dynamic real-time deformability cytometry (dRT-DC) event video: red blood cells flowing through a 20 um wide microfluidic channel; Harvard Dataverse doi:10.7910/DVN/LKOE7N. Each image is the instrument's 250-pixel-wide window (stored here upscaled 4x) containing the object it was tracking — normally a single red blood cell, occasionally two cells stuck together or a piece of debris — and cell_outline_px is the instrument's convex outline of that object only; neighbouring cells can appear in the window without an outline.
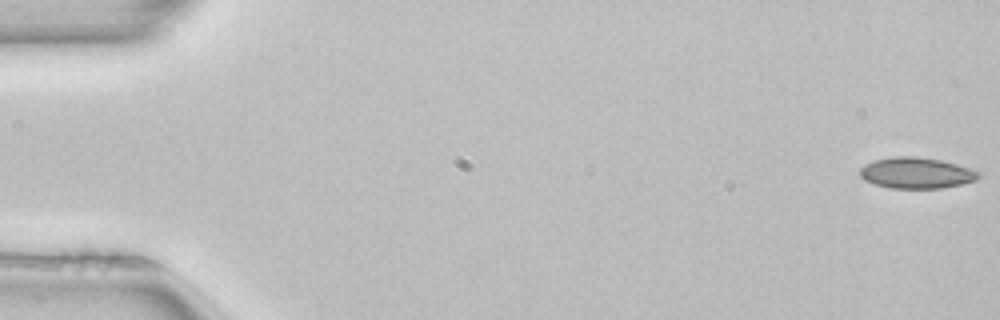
{"species": "common noctule bat (a hibernating species)", "species_latin": "Nyctalus noctula", "temperature_condition": "room temperature", "stored_images_in_passage": 51, "camera_frame_rate_fps": 3000, "um_per_image_px": 0.085, "animal": {"sex": "female", "body_mass_g": 22.7, "forearm_length_mm": 54.2}, "frame": {"image": 1, "passage_image": 1, "time_ms": 0.0, "image_size_px": [1000, 320], "cell_outline_px": [[980, 176], [976, 180], [960, 184], [940, 188], [888, 188], [864, 180], [860, 176], [860, 168], [864, 164], [876, 160], [892, 156], [916, 156], [940, 160], [956, 164], [980, 172]], "centroid_in_image_um": [77.86, 14.7], "position_along_channel_um": 7.1, "area_um2": 21.33}}
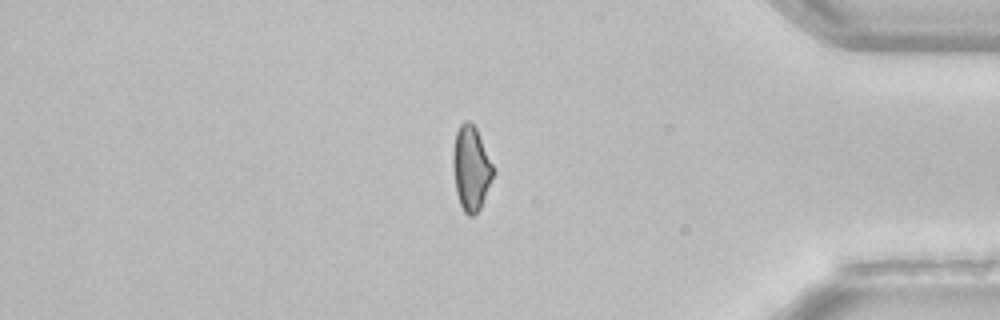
{"frame": {"image": 2, "passage_image": 44, "time_ms": 14.333, "image_size_px": [1000, 320], "cell_outline_px": [[496, 172], [480, 208], [472, 216], [468, 216], [464, 212], [460, 204], [456, 192], [452, 164], [452, 152], [456, 132], [460, 124], [464, 120], [468, 120], [476, 128]], "centroid_in_image_um": [40.04, 14.3], "position_along_channel_um": 395.2, "area_um2": 19.88}, "authors_computed_cell_mechanics": {"area_um2": 21.2704, "velocity_mm_per_s": 3.9804, "shape_relaxation_time_tau1_ms": null, "shape_relaxation_time_tau2_ms": 6.4022, "deformation_change_tau1": null, "deformation_change_tau2": 0.0961}}